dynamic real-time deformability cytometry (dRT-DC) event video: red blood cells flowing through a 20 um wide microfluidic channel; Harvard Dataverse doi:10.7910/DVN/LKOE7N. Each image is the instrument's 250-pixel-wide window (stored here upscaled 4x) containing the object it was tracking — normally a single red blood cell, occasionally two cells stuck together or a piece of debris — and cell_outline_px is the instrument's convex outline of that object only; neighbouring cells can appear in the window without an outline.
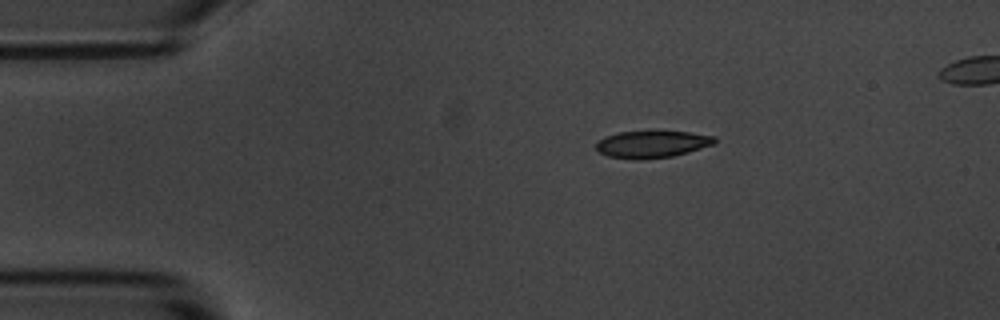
{"species": "common noctule bat (a hibernating species)", "species_latin": "Nyctalus noctula", "temperature_condition": "room temperature", "stored_images_in_passage": 3, "camera_frame_rate_fps": 3000, "um_per_image_px": 0.085, "animal": {"sex": "male", "body_mass_g": 20.1, "forearm_length_mm": 53.5}, "frame": {"image": 1, "passage_image": 1, "time_ms": 0.0, "image_size_px": [1000, 320], "cell_outline_px": [[716, 144], [688, 152], [672, 156], [608, 156], [600, 152], [596, 148], [596, 144], [604, 136], [620, 132], [688, 132], [716, 136]], "centroid_in_image_um": [55.51, 12.2], "position_along_channel_um": 29.5, "area_um2": 17.57}}